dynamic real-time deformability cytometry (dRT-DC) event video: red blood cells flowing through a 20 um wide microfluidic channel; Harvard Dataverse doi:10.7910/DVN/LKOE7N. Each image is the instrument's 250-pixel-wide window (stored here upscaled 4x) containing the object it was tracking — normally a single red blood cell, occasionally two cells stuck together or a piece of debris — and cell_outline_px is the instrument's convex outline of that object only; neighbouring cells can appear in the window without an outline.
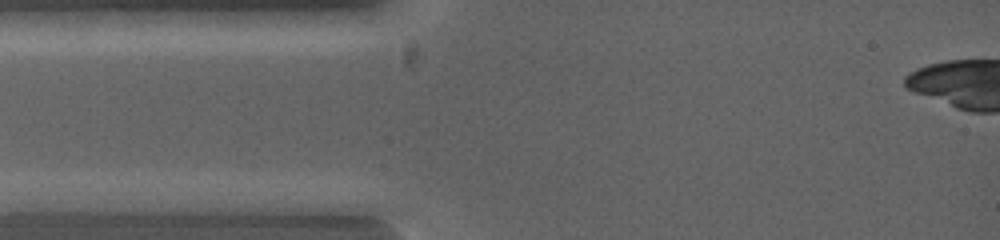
{"species": "common noctule bat (a hibernating species)", "species_latin": "Nyctalus noctula", "temperature_condition": "warm", "stored_images_in_passage": 4, "camera_frame_rate_fps": 5000, "um_per_image_px": 0.085, "animal": {"sex": "female", "body_mass_g": 19.0, "forearm_length_mm": 53.3}, "frame": {"image": 1, "passage_image": 2, "time_ms": 0.4, "image_size_px": [1000, 240], "cell_outline_px": [[308, 216], [296, 220], [172, 208], [140, 200], [208, 192], [240, 192], [308, 200]], "centroid_in_image_um": [20.27, 17.38], "position_along_channel_um": 64.7, "area_um2": 20.81}}